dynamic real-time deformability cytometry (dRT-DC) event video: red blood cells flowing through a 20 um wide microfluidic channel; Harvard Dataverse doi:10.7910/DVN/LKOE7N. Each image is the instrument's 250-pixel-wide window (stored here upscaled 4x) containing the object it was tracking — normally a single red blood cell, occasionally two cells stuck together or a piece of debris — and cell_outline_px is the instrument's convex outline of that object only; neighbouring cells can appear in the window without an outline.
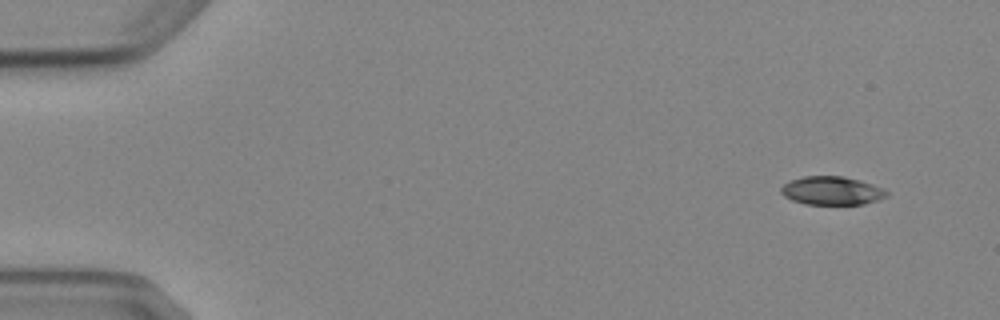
{"species": "Egyptian fruit bat (a non-hibernating species)", "species_latin": "Rousettus aegyptiacus", "temperature_condition": "cold", "stored_images_in_passage": 4, "camera_frame_rate_fps": 3000, "um_per_image_px": 0.085, "animal": {"sex": "female"}, "frame": {"image": 1, "passage_image": 1, "time_ms": 0.0, "image_size_px": [1000, 320], "cell_outline_px": [[888, 196], [864, 204], [804, 204], [792, 200], [784, 196], [780, 192], [780, 188], [784, 184], [792, 180], [804, 176], [840, 176], [860, 180], [884, 188], [888, 192]], "centroid_in_image_um": [70.7, 16.21], "position_along_channel_um": 14.3, "area_um2": 17.46}}
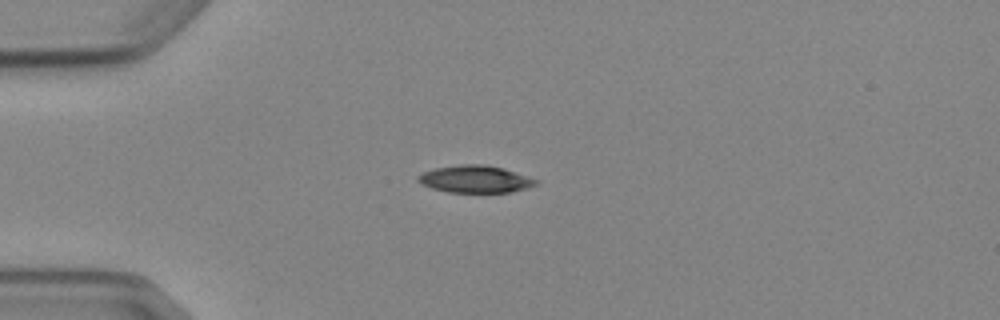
{"frame": {"image": 2, "passage_image": 4, "time_ms": 3.333, "image_size_px": [1000, 320], "cell_outline_px": [[540, 180], [536, 184], [528, 188], [512, 192], [448, 192], [432, 188], [416, 180], [416, 176], [424, 172], [436, 168], [460, 164], [484, 164], [504, 168]], "centroid_in_image_um": [40.43, 15.22], "position_along_channel_um": 44.6, "area_um2": 18.73}}